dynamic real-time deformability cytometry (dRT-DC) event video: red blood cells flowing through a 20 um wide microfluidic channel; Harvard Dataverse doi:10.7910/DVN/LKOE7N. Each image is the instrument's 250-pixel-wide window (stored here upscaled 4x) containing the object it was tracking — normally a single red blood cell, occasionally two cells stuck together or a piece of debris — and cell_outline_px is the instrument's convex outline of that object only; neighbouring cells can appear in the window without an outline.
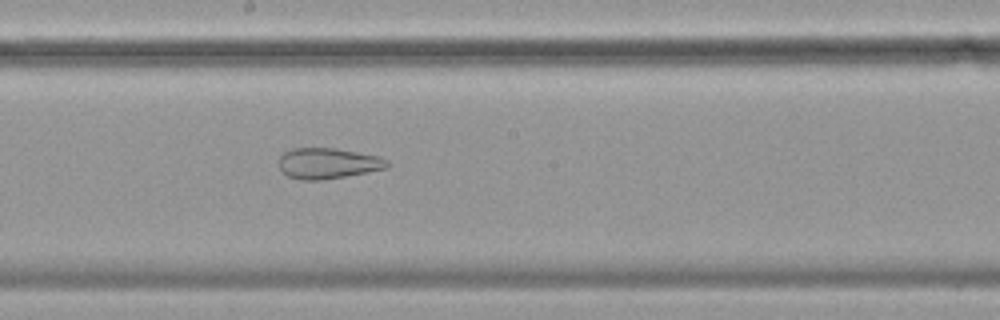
{"species": "common noctule bat (a hibernating species)", "species_latin": "Nyctalus noctula", "temperature_condition": "cold", "stored_images_in_passage": 57, "camera_frame_rate_fps": 3000, "um_per_image_px": 0.085, "animal": {"sex": "female", "body_mass_g": 19.9}, "frame": {"image": 1, "passage_image": 31, "time_ms": 10.0, "image_size_px": [1000, 320], "cell_outline_px": [[392, 164], [388, 168], [368, 172], [324, 180], [300, 180], [288, 176], [280, 168], [280, 156], [284, 152], [292, 148], [336, 148], [380, 156], [388, 160]], "centroid_in_image_um": [27.93, 13.88], "position_along_channel_um": 220.3, "area_um2": 19.59}}
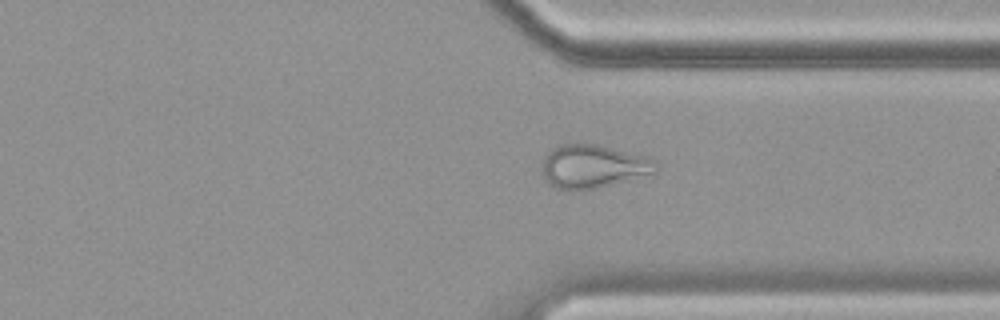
{"frame": {"image": 2, "passage_image": 43, "time_ms": 14.0, "image_size_px": [1000, 320], "cell_outline_px": [[660, 168], [656, 172], [596, 188], [556, 188], [544, 180], [540, 172], [544, 156], [552, 148], [560, 144], [600, 144], [648, 156], [656, 160]], "centroid_in_image_um": [50.42, 14.1], "position_along_channel_um": 361.0, "area_um2": 28.84}}
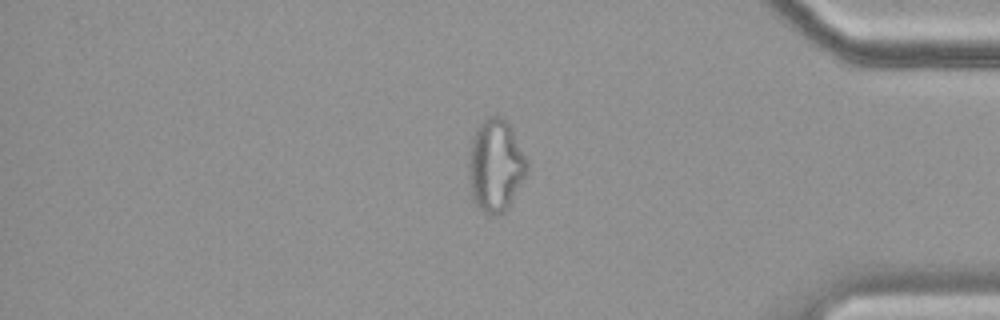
{"frame": {"image": 3, "passage_image": 48, "time_ms": 15.667, "image_size_px": [1000, 320], "cell_outline_px": [[528, 172], [508, 208], [504, 212], [496, 216], [492, 216], [480, 212], [476, 208], [472, 200], [468, 184], [468, 160], [472, 136], [476, 128], [488, 116], [500, 116], [508, 120], [528, 160]], "centroid_in_image_um": [42.11, 14.11], "position_along_channel_um": 393.1, "area_um2": 32.43}}